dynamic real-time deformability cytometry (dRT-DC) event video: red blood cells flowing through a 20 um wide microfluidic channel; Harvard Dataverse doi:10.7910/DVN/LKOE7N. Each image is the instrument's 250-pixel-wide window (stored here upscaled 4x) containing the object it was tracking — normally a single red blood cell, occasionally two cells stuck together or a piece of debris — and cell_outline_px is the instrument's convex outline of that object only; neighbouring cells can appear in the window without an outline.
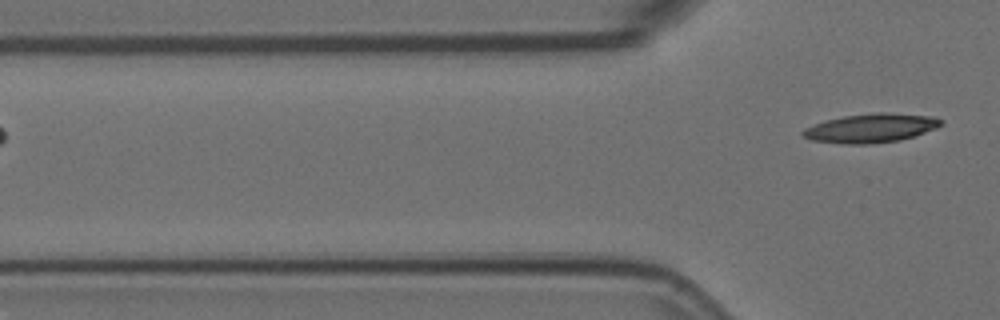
{"species": "Egyptian fruit bat (a non-hibernating species)", "species_latin": "Rousettus aegyptiacus", "temperature_condition": "room temperature", "stored_images_in_passage": 4, "camera_frame_rate_fps": 3000, "um_per_image_px": 0.085, "animal": {"sex": "female"}, "frame": {"image": 1, "passage_image": 4, "time_ms": 1.0, "image_size_px": [1000, 320], "cell_outline_px": [[944, 124], [936, 128], [900, 140], [872, 144], [844, 144], [812, 140], [800, 136], [800, 132], [804, 128], [824, 120], [844, 116], [876, 112], [884, 112], [932, 116], [944, 120]], "centroid_in_image_um": [74.0, 10.89], "position_along_channel_um": 51.8, "area_um2": 23.47}}